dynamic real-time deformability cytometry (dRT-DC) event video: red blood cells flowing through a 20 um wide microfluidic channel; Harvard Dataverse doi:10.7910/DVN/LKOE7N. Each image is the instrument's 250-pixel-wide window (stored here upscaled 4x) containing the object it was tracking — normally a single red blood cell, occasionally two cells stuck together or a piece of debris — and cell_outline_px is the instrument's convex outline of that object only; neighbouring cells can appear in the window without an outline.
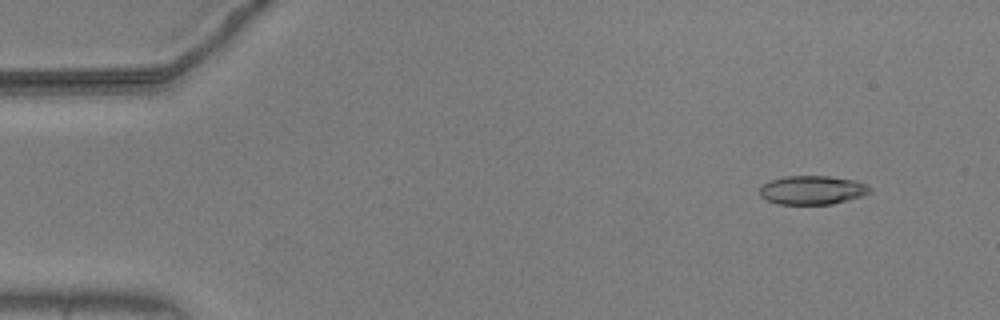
{"species": "common noctule bat (a hibernating species)", "species_latin": "Nyctalus noctula", "temperature_condition": "warm", "stored_images_in_passage": 50, "camera_frame_rate_fps": 3000, "um_per_image_px": 0.085, "animal": {"sex": "male", "body_mass_g": 20.5, "forearm_length_mm": 52.5}, "frame": {"image": 1, "passage_image": 5, "time_ms": 1.333, "image_size_px": [1000, 320], "cell_outline_px": [[872, 192], [864, 196], [832, 204], [776, 204], [760, 196], [760, 188], [768, 180], [788, 176], [828, 176], [856, 180], [868, 184], [872, 188]], "centroid_in_image_um": [69.1, 16.15], "position_along_channel_um": 15.9, "area_um2": 18.73}}
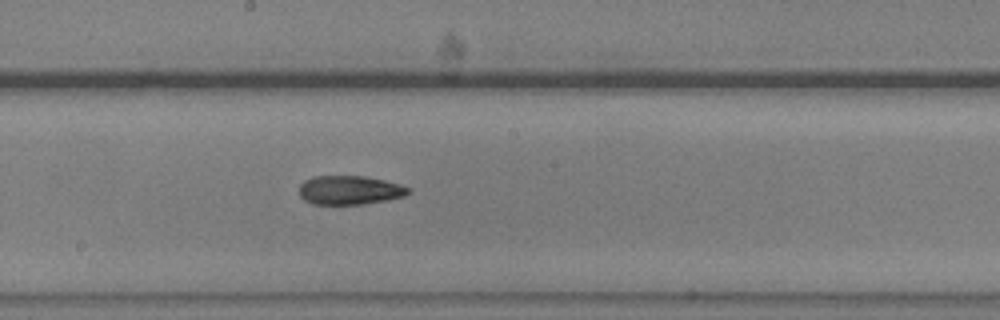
{"frame": {"image": 2, "passage_image": 30, "time_ms": 9.667, "image_size_px": [1000, 320], "cell_outline_px": [[412, 192], [404, 196], [388, 200], [364, 204], [312, 204], [304, 200], [300, 196], [300, 184], [304, 180], [312, 176], [364, 176], [384, 180], [400, 184], [412, 188]], "centroid_in_image_um": [29.75, 16.16], "position_along_channel_um": 218.5, "area_um2": 18.61}}
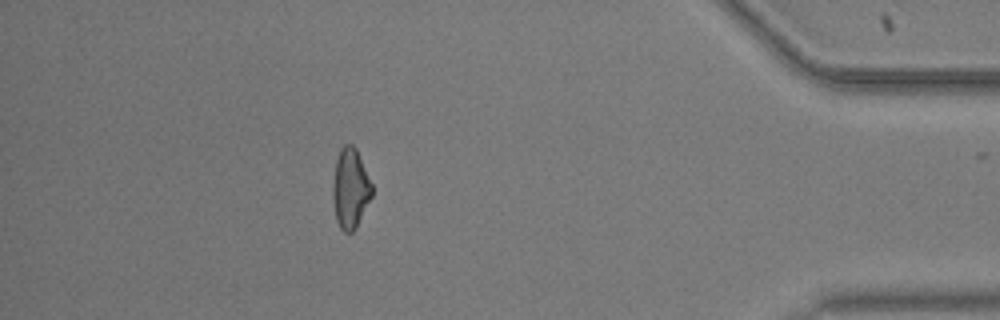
{"frame": {"image": 3, "passage_image": 49, "time_ms": 16.0, "image_size_px": [1000, 320], "cell_outline_px": [[372, 196], [356, 228], [352, 232], [344, 232], [340, 228], [336, 220], [332, 196], [332, 184], [336, 160], [340, 148], [344, 144], [352, 144], [356, 148], [372, 184]], "centroid_in_image_um": [29.77, 16.02], "position_along_channel_um": 405.4, "area_um2": 18.32}}